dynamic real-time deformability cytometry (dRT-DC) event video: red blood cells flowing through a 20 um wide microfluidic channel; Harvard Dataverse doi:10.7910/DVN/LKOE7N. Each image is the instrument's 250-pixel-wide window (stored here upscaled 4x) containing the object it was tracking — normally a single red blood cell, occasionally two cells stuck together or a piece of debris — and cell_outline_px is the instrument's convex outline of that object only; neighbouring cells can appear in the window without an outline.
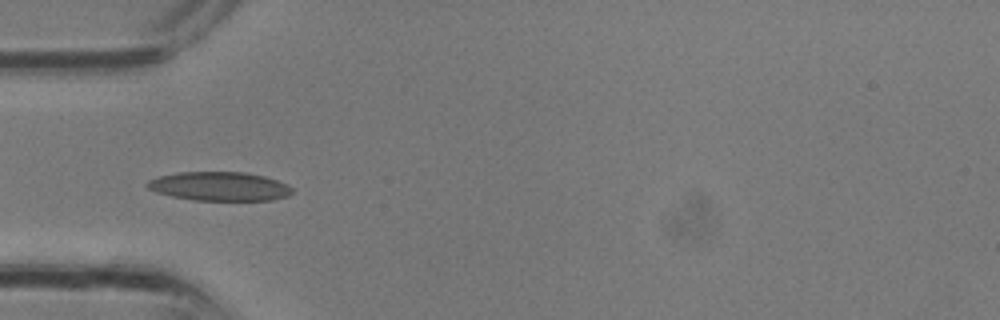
{"species": "common noctule bat (a hibernating species)", "species_latin": "Nyctalus noctula", "temperature_condition": "room temperature", "stored_images_in_passage": 16, "camera_frame_rate_fps": 3000, "um_per_image_px": 0.085, "animal": {"sex": "male", "body_mass_g": 13.3}, "frame": {"image": 1, "passage_image": 3, "time_ms": 0.667, "image_size_px": [1000, 320], "cell_outline_px": [[292, 192], [288, 196], [272, 200], [192, 200], [172, 196], [156, 192], [148, 188], [144, 184], [148, 180], [160, 176], [176, 172], [244, 172], [264, 176], [288, 184], [292, 188]], "centroid_in_image_um": [18.64, 15.83], "position_along_channel_um": 66.4, "area_um2": 24.45}}
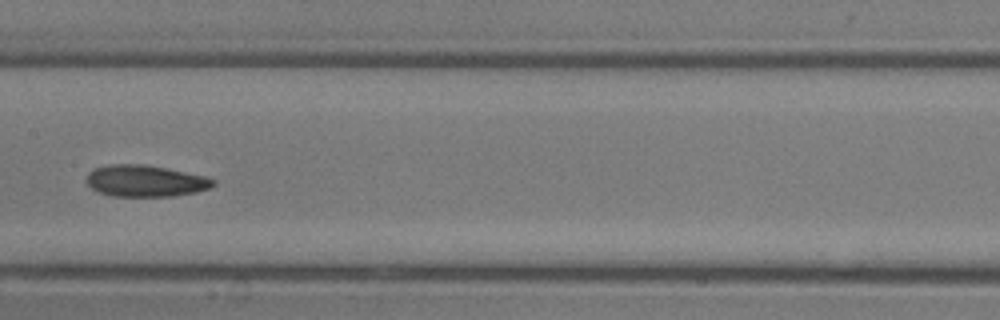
{"frame": {"image": 2, "passage_image": 9, "time_ms": 2.667, "image_size_px": [1000, 320], "cell_outline_px": [[216, 184], [208, 188], [196, 192], [172, 196], [112, 196], [100, 192], [92, 188], [88, 184], [88, 172], [92, 168], [108, 164], [144, 164], [204, 176], [216, 180]], "centroid_in_image_um": [12.34, 15.37], "position_along_channel_um": 195.1, "area_um2": 23.12}}
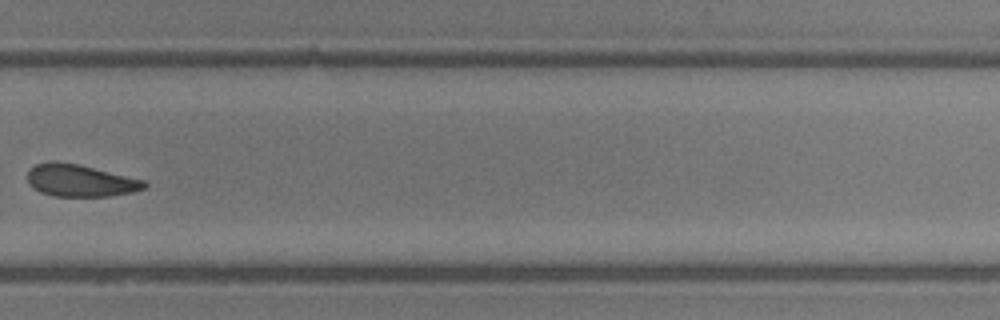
{"frame": {"image": 3, "passage_image": 15, "time_ms": 4.667, "image_size_px": [1000, 320], "cell_outline_px": [[148, 184], [144, 188], [132, 192], [108, 196], [52, 196], [40, 192], [32, 188], [28, 184], [28, 168], [36, 164], [48, 160], [56, 160], [80, 164], [144, 180]], "centroid_in_image_um": [6.76, 15.32], "position_along_channel_um": 323.0, "area_um2": 22.2}}